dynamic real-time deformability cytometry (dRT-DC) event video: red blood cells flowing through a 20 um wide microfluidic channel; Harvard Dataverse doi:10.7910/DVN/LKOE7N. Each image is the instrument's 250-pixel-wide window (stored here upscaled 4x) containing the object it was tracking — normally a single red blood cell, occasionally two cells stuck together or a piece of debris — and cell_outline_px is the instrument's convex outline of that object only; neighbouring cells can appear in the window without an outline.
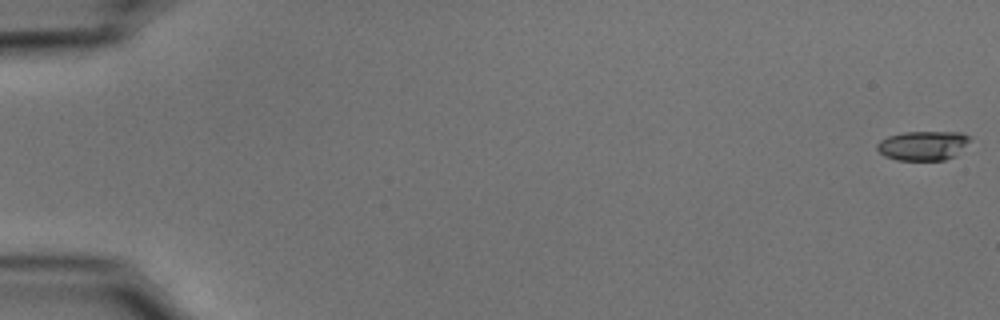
{"species": "common noctule bat (a hibernating species)", "species_latin": "Nyctalus noctula", "temperature_condition": "cold", "stored_images_in_passage": 57, "camera_frame_rate_fps": 3000, "um_per_image_px": 0.085, "animal": {"sex": "male", "body_mass_g": 15.6}, "frame": {"image": 1, "passage_image": 1, "time_ms": 0.0, "image_size_px": [1000, 320], "cell_outline_px": [[972, 140], [956, 156], [944, 160], [896, 160], [884, 156], [876, 148], [876, 144], [880, 140], [888, 136], [904, 132], [960, 132], [972, 136]], "centroid_in_image_um": [78.49, 12.37], "position_along_channel_um": 6.5, "area_um2": 16.18}}
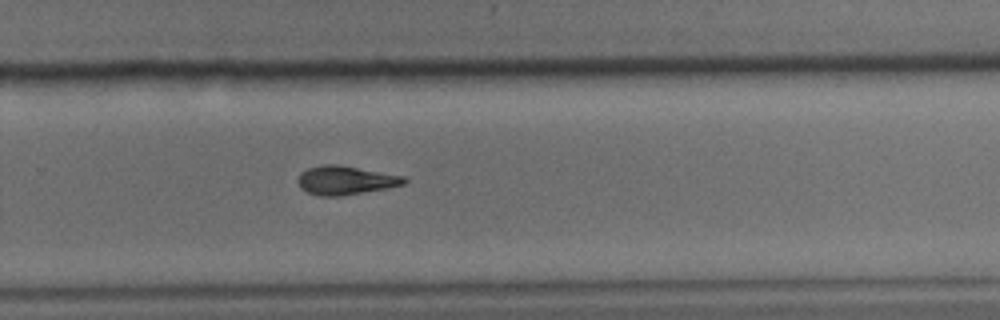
{"frame": {"image": 2, "passage_image": 38, "time_ms": 12.333, "image_size_px": [1000, 320], "cell_outline_px": [[408, 180], [404, 184], [388, 188], [340, 196], [320, 196], [308, 192], [300, 188], [296, 180], [300, 172], [308, 168], [324, 164], [336, 164], [404, 176]], "centroid_in_image_um": [29.34, 15.32], "position_along_channel_um": 300.5, "area_um2": 17.8}}
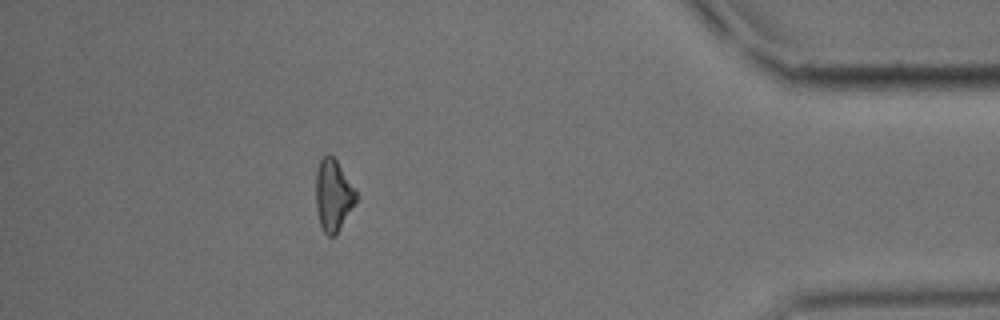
{"frame": {"image": 3, "passage_image": 50, "time_ms": 16.333, "image_size_px": [1000, 320], "cell_outline_px": [[356, 200], [336, 232], [332, 236], [328, 236], [324, 232], [320, 224], [316, 208], [316, 168], [320, 160], [328, 152], [336, 160], [356, 192]], "centroid_in_image_um": [28.27, 16.55], "position_along_channel_um": 406.9, "area_um2": 16.18}}